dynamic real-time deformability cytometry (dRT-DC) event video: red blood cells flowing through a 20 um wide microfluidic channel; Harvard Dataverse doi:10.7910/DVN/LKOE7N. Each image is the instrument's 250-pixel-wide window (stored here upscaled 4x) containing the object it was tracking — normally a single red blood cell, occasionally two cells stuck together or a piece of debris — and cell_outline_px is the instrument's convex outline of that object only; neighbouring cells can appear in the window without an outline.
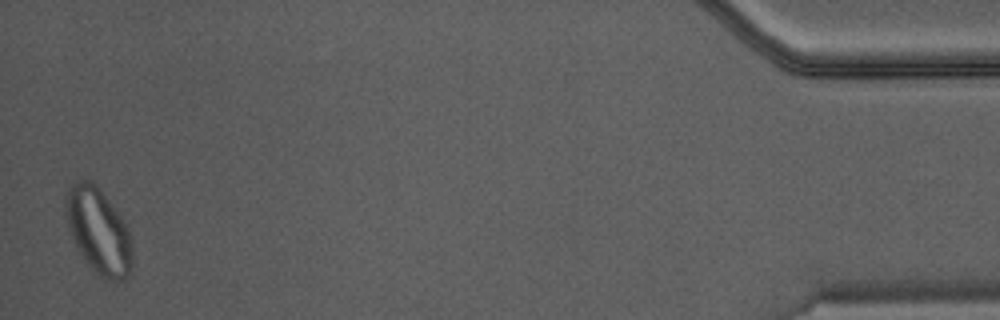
{"species": "Egyptian fruit bat (a non-hibernating species)", "species_latin": "Rousettus aegyptiacus", "temperature_condition": "warm", "stored_images_in_passage": 45, "camera_frame_rate_fps": 3000, "um_per_image_px": 0.085, "animal": {"sex": "male"}, "frame": {"image": 1, "passage_image": 45, "time_ms": 14.667, "image_size_px": [1000, 320], "cell_outline_px": [[132, 272], [128, 276], [120, 280], [104, 280], [84, 260], [72, 236], [64, 216], [64, 196], [68, 188], [72, 184], [84, 180], [92, 180], [100, 188], [120, 216], [128, 228], [132, 248]], "centroid_in_image_um": [8.36, 19.62], "position_along_channel_um": 426.8, "area_um2": 33.29}}